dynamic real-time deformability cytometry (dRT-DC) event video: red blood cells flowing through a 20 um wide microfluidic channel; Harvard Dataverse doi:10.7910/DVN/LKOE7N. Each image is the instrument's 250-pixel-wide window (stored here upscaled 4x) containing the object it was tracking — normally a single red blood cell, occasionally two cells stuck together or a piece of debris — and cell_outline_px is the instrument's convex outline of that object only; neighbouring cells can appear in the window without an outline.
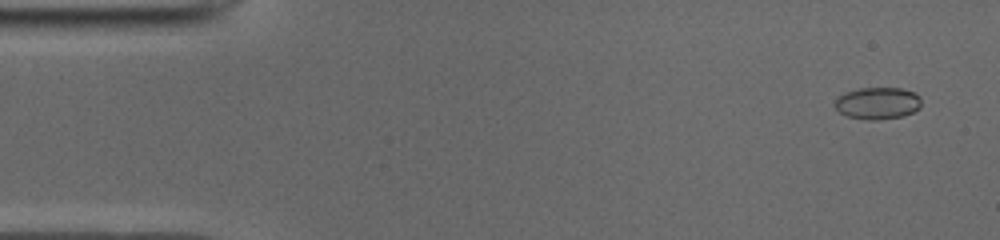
{"species": "common noctule bat (a hibernating species)", "species_latin": "Nyctalus noctula", "temperature_condition": "cold", "stored_images_in_passage": 51, "camera_frame_rate_fps": 3000, "um_per_image_px": 0.085, "animal": {"sex": "male", "body_mass_g": 19.0, "forearm_length_mm": 50.8}, "frame": {"image": 1, "passage_image": 3, "time_ms": 0.667, "image_size_px": [1000, 240], "cell_outline_px": [[920, 108], [904, 116], [876, 120], [868, 120], [848, 116], [840, 112], [832, 104], [836, 96], [844, 92], [860, 88], [900, 88], [912, 92], [920, 96]], "centroid_in_image_um": [74.55, 8.77], "position_along_channel_um": 10.4, "area_um2": 16.24}}
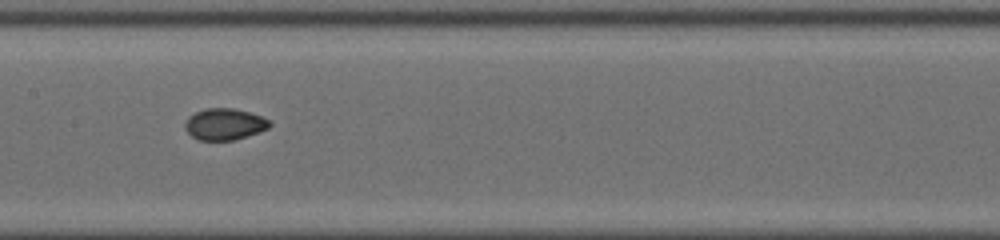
{"frame": {"image": 2, "passage_image": 25, "time_ms": 8.0, "image_size_px": [1000, 240], "cell_outline_px": [[272, 124], [268, 128], [232, 140], [196, 140], [184, 128], [184, 124], [188, 116], [204, 108], [236, 108], [260, 116], [268, 120]], "centroid_in_image_um": [19.03, 10.54], "position_along_channel_um": 188.4, "area_um2": 15.37}}
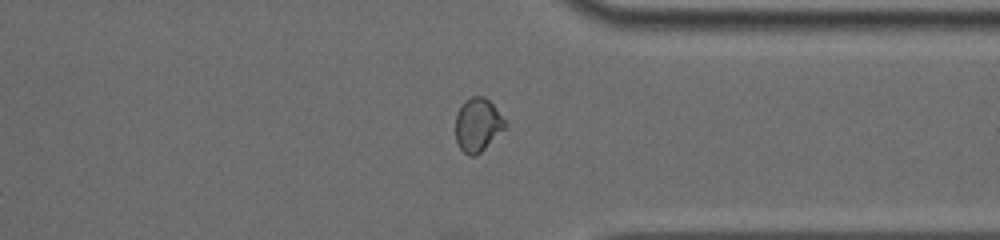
{"frame": {"image": 3, "passage_image": 39, "time_ms": 12.667, "image_size_px": [1000, 240], "cell_outline_px": [[504, 128], [476, 156], [468, 156], [460, 148], [456, 140], [456, 116], [464, 100], [472, 96], [484, 96], [492, 104], [504, 120]], "centroid_in_image_um": [40.56, 10.61], "position_along_channel_um": 370.8, "area_um2": 14.97}, "authors_computed_cell_mechanics": {"area_um2": 15.8372, "velocity_mm_per_s": 3.9711, "shape_relaxation_time_tau1_ms": null, "shape_relaxation_time_tau2_ms": 1.0594, "deformation_change_tau1": null, "deformation_change_tau2": 0.0362}}